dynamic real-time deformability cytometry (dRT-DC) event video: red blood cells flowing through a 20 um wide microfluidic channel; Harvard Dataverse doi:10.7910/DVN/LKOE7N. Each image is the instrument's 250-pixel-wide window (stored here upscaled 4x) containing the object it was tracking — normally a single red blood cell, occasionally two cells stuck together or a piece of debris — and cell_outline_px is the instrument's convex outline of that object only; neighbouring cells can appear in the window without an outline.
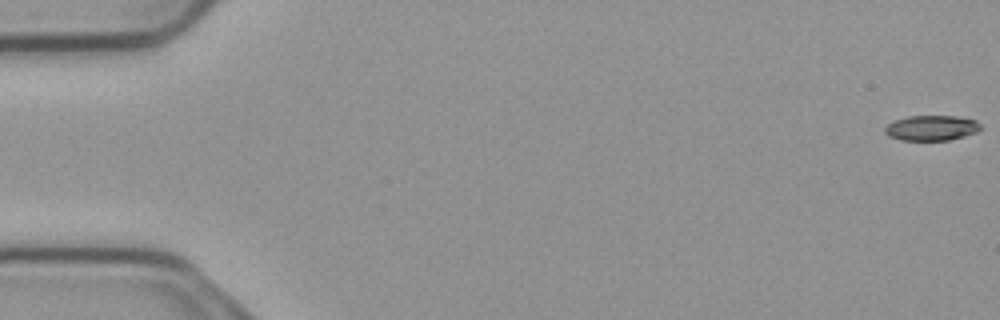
{"species": "common noctule bat (a hibernating species)", "species_latin": "Nyctalus noctula", "temperature_condition": "cold", "stored_images_in_passage": 56, "camera_frame_rate_fps": 3000, "um_per_image_px": 0.085, "animal": {"sex": "male", "body_mass_g": 23.1, "forearm_length_mm": 52.7}, "frame": {"image": 1, "passage_image": 1, "time_ms": 0.0, "image_size_px": [1000, 320], "cell_outline_px": [[984, 128], [976, 132], [964, 136], [948, 140], [900, 140], [888, 136], [884, 132], [884, 128], [888, 124], [896, 120], [908, 116], [956, 116], [976, 120]], "centroid_in_image_um": [79.19, 10.87], "position_along_channel_um": 5.8, "area_um2": 14.1}}
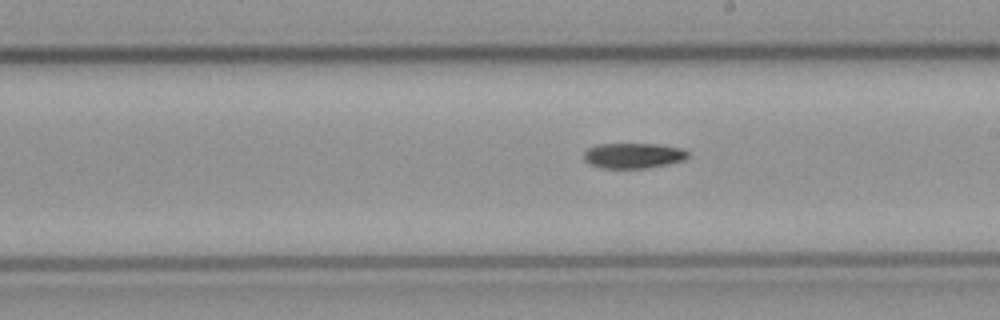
{"frame": {"image": 2, "passage_image": 32, "time_ms": 10.333, "image_size_px": [1000, 320], "cell_outline_px": [[688, 156], [684, 160], [668, 164], [648, 168], [600, 168], [588, 164], [584, 160], [584, 152], [588, 148], [596, 144], [656, 144], [680, 148], [688, 152]], "centroid_in_image_um": [53.79, 13.23], "position_along_channel_um": 235.2, "area_um2": 15.43}}
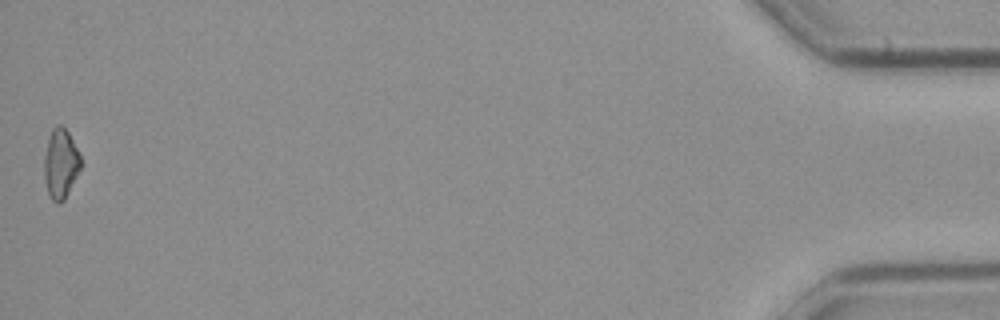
{"frame": {"image": 3, "passage_image": 56, "time_ms": 18.333, "image_size_px": [1000, 320], "cell_outline_px": [[80, 168], [64, 200], [60, 204], [56, 204], [52, 200], [48, 192], [44, 180], [44, 156], [48, 140], [52, 128], [56, 124], [60, 124], [68, 132], [80, 156]], "centroid_in_image_um": [5.13, 13.92], "position_along_channel_um": 430.1, "area_um2": 14.62}}